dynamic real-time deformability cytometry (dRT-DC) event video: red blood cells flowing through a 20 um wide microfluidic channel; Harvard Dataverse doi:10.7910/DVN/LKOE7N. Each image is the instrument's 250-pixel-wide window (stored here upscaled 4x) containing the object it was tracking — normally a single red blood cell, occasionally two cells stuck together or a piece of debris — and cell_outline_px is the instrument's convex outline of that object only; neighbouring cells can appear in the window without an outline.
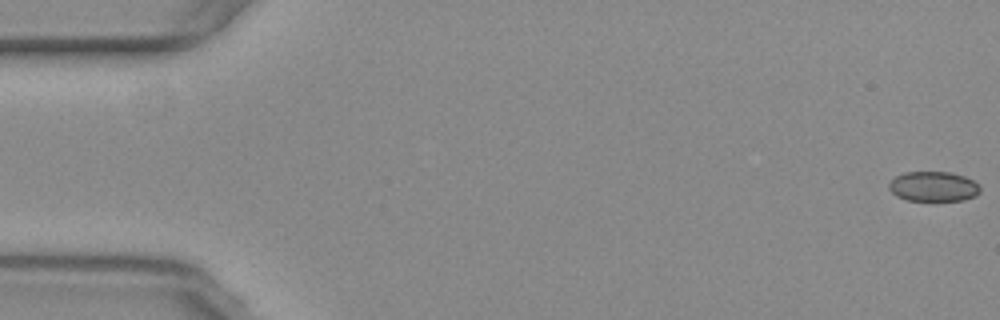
{"species": "common noctule bat (a hibernating species)", "species_latin": "Nyctalus noctula", "temperature_condition": "warm", "stored_images_in_passage": 55, "camera_frame_rate_fps": 3000, "um_per_image_px": 0.085, "animal": {"sex": "female", "body_mass_g": 29.2, "forearm_length_mm": 56.3}, "frame": {"image": 1, "passage_image": 1, "time_ms": 0.0, "image_size_px": [1000, 320], "cell_outline_px": [[980, 192], [976, 196], [964, 200], [908, 200], [896, 196], [888, 188], [888, 184], [896, 176], [904, 172], [952, 172], [964, 176], [980, 184]], "centroid_in_image_um": [79.36, 15.84], "position_along_channel_um": 5.6, "area_um2": 15.95}}
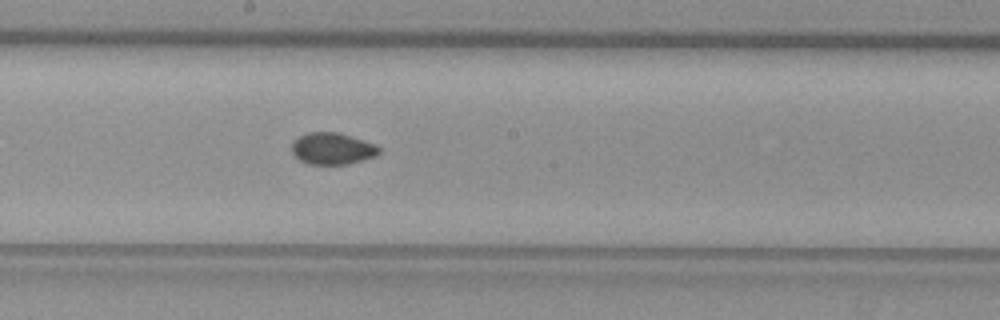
{"frame": {"image": 2, "passage_image": 30, "time_ms": 9.667, "image_size_px": [1000, 320], "cell_outline_px": [[380, 152], [376, 156], [364, 160], [348, 164], [308, 164], [300, 160], [292, 152], [292, 144], [300, 136], [308, 132], [336, 132], [376, 144], [380, 148]], "centroid_in_image_um": [28.28, 12.64], "position_along_channel_um": 219.9, "area_um2": 16.01}}
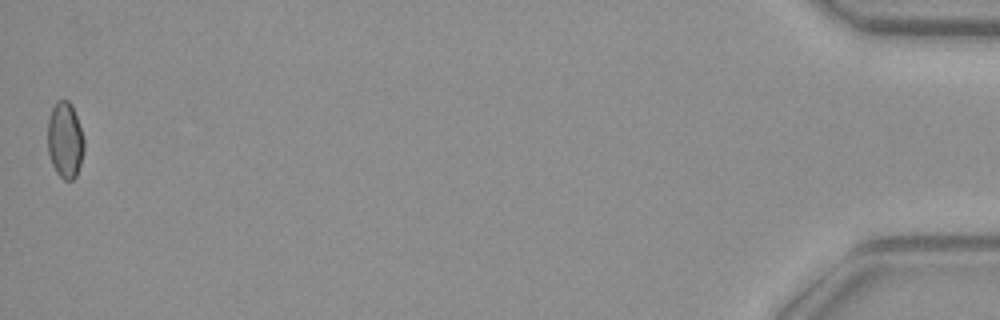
{"frame": {"image": 3, "passage_image": 55, "time_ms": 18.0, "image_size_px": [1000, 320], "cell_outline_px": [[84, 148], [80, 164], [76, 176], [72, 180], [64, 180], [56, 172], [52, 164], [48, 152], [48, 120], [52, 108], [56, 100], [68, 100], [72, 104], [84, 140]], "centroid_in_image_um": [5.52, 11.9], "position_along_channel_um": 429.7, "area_um2": 16.07}, "authors_computed_cell_mechanics": {"area_um2": 16.3574, "velocity_mm_per_s": 3.7755, "shape_relaxation_time_tau1_ms": null, "shape_relaxation_time_tau2_ms": 1.3922, "deformation_change_tau1": null, "deformation_change_tau2": 0.0352}}